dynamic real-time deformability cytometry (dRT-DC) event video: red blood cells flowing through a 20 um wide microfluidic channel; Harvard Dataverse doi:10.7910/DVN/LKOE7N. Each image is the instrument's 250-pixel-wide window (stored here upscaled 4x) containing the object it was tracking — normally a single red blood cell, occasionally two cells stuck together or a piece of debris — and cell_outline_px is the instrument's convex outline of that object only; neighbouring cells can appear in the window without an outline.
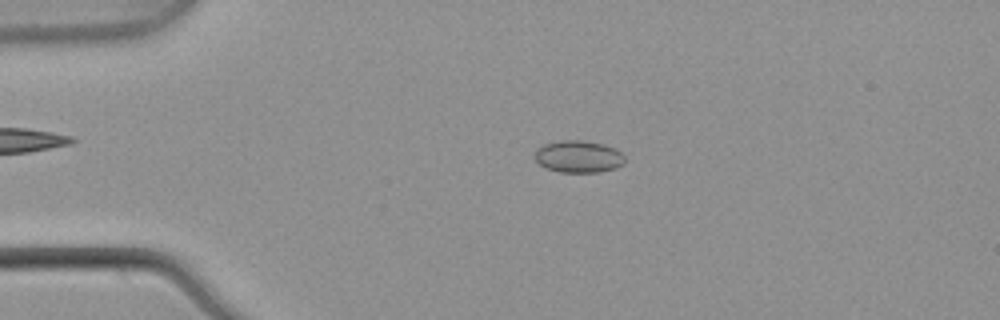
{"species": "common noctule bat (a hibernating species)", "species_latin": "Nyctalus noctula", "temperature_condition": "warm", "stored_images_in_passage": 44, "camera_frame_rate_fps": 3000, "um_per_image_px": 0.085, "animal": {"sex": "male", "body_mass_g": 21.5, "forearm_length_mm": 52.0}, "frame": {"image": 1, "passage_image": 3, "time_ms": 0.667, "image_size_px": [1000, 320], "cell_outline_px": [[624, 164], [616, 168], [600, 172], [560, 172], [548, 168], [540, 164], [536, 160], [536, 148], [544, 144], [564, 140], [580, 140], [604, 144], [616, 148], [624, 156]], "centroid_in_image_um": [49.21, 13.31], "position_along_channel_um": 35.8, "area_um2": 16.76}}
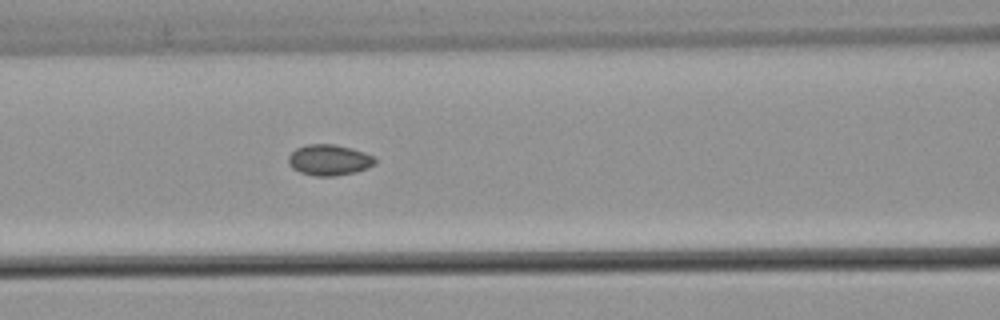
{"frame": {"image": 2, "passage_image": 14, "time_ms": 4.333, "image_size_px": [1000, 320], "cell_outline_px": [[376, 164], [368, 168], [356, 172], [336, 176], [316, 176], [300, 172], [292, 168], [288, 164], [288, 156], [296, 148], [308, 144], [332, 144], [352, 148], [364, 152], [372, 156], [376, 160]], "centroid_in_image_um": [27.98, 13.6], "position_along_channel_um": 138.6, "area_um2": 15.66}}
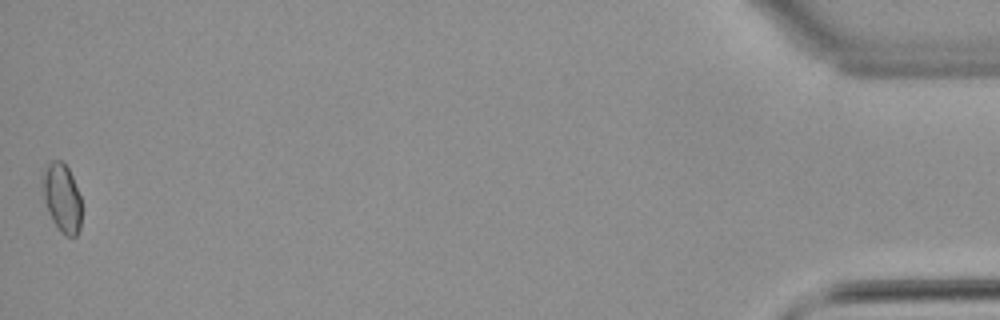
{"frame": {"image": 3, "passage_image": 44, "time_ms": 14.333, "image_size_px": [1000, 320], "cell_outline_px": [[80, 228], [76, 236], [64, 236], [60, 232], [52, 220], [48, 212], [44, 200], [44, 168], [52, 160], [60, 160], [68, 168], [72, 176], [80, 196]], "centroid_in_image_um": [5.28, 16.85], "position_along_channel_um": 429.9, "area_um2": 15.26}, "authors_computed_cell_mechanics": {"area_um2": 14.9413, "velocity_mm_per_s": 3.877, "shape_relaxation_time_tau1_ms": null, "shape_relaxation_time_tau2_ms": 3.7248, "deformation_change_tau1": null, "deformation_change_tau2": 0.0661}}